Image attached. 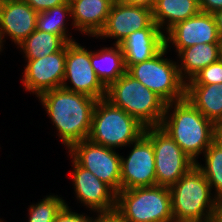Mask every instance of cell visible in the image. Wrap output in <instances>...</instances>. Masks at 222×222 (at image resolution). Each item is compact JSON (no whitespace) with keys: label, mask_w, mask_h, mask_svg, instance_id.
<instances>
[{"label":"cell","mask_w":222,"mask_h":222,"mask_svg":"<svg viewBox=\"0 0 222 222\" xmlns=\"http://www.w3.org/2000/svg\"><path fill=\"white\" fill-rule=\"evenodd\" d=\"M222 83V58L198 72L186 85H210Z\"/></svg>","instance_id":"cell-27"},{"label":"cell","mask_w":222,"mask_h":222,"mask_svg":"<svg viewBox=\"0 0 222 222\" xmlns=\"http://www.w3.org/2000/svg\"><path fill=\"white\" fill-rule=\"evenodd\" d=\"M123 4L133 5V6H142L148 9H153L156 3V0H117Z\"/></svg>","instance_id":"cell-32"},{"label":"cell","mask_w":222,"mask_h":222,"mask_svg":"<svg viewBox=\"0 0 222 222\" xmlns=\"http://www.w3.org/2000/svg\"><path fill=\"white\" fill-rule=\"evenodd\" d=\"M90 51V61L97 78L107 88L127 72L125 59L120 45Z\"/></svg>","instance_id":"cell-20"},{"label":"cell","mask_w":222,"mask_h":222,"mask_svg":"<svg viewBox=\"0 0 222 222\" xmlns=\"http://www.w3.org/2000/svg\"><path fill=\"white\" fill-rule=\"evenodd\" d=\"M115 0H69L74 28L96 37L103 29Z\"/></svg>","instance_id":"cell-18"},{"label":"cell","mask_w":222,"mask_h":222,"mask_svg":"<svg viewBox=\"0 0 222 222\" xmlns=\"http://www.w3.org/2000/svg\"><path fill=\"white\" fill-rule=\"evenodd\" d=\"M105 99L145 127L160 126L167 104L128 72L106 88Z\"/></svg>","instance_id":"cell-4"},{"label":"cell","mask_w":222,"mask_h":222,"mask_svg":"<svg viewBox=\"0 0 222 222\" xmlns=\"http://www.w3.org/2000/svg\"><path fill=\"white\" fill-rule=\"evenodd\" d=\"M169 190L173 222L211 220L219 200L213 197L210 184L196 164L169 187Z\"/></svg>","instance_id":"cell-3"},{"label":"cell","mask_w":222,"mask_h":222,"mask_svg":"<svg viewBox=\"0 0 222 222\" xmlns=\"http://www.w3.org/2000/svg\"><path fill=\"white\" fill-rule=\"evenodd\" d=\"M199 12V0H156L152 9L154 22L164 30V33L176 23L193 17Z\"/></svg>","instance_id":"cell-22"},{"label":"cell","mask_w":222,"mask_h":222,"mask_svg":"<svg viewBox=\"0 0 222 222\" xmlns=\"http://www.w3.org/2000/svg\"><path fill=\"white\" fill-rule=\"evenodd\" d=\"M94 222H127L116 210L96 214Z\"/></svg>","instance_id":"cell-31"},{"label":"cell","mask_w":222,"mask_h":222,"mask_svg":"<svg viewBox=\"0 0 222 222\" xmlns=\"http://www.w3.org/2000/svg\"><path fill=\"white\" fill-rule=\"evenodd\" d=\"M172 109L173 112H170ZM160 127L195 163L198 156L214 142L215 124L186 97L166 104Z\"/></svg>","instance_id":"cell-2"},{"label":"cell","mask_w":222,"mask_h":222,"mask_svg":"<svg viewBox=\"0 0 222 222\" xmlns=\"http://www.w3.org/2000/svg\"><path fill=\"white\" fill-rule=\"evenodd\" d=\"M171 43L177 54L182 49L199 43H222L214 15L199 12L193 17L176 23L165 33V46L169 47Z\"/></svg>","instance_id":"cell-13"},{"label":"cell","mask_w":222,"mask_h":222,"mask_svg":"<svg viewBox=\"0 0 222 222\" xmlns=\"http://www.w3.org/2000/svg\"><path fill=\"white\" fill-rule=\"evenodd\" d=\"M58 130L61 142L69 149L88 139L97 99L82 93L56 88L37 97Z\"/></svg>","instance_id":"cell-1"},{"label":"cell","mask_w":222,"mask_h":222,"mask_svg":"<svg viewBox=\"0 0 222 222\" xmlns=\"http://www.w3.org/2000/svg\"><path fill=\"white\" fill-rule=\"evenodd\" d=\"M200 12L215 13L222 9V0H199Z\"/></svg>","instance_id":"cell-30"},{"label":"cell","mask_w":222,"mask_h":222,"mask_svg":"<svg viewBox=\"0 0 222 222\" xmlns=\"http://www.w3.org/2000/svg\"><path fill=\"white\" fill-rule=\"evenodd\" d=\"M213 15H214L215 20H216V25H217L219 35L222 38V9L216 11L215 13H213Z\"/></svg>","instance_id":"cell-35"},{"label":"cell","mask_w":222,"mask_h":222,"mask_svg":"<svg viewBox=\"0 0 222 222\" xmlns=\"http://www.w3.org/2000/svg\"><path fill=\"white\" fill-rule=\"evenodd\" d=\"M214 141L222 147V120L215 124Z\"/></svg>","instance_id":"cell-34"},{"label":"cell","mask_w":222,"mask_h":222,"mask_svg":"<svg viewBox=\"0 0 222 222\" xmlns=\"http://www.w3.org/2000/svg\"><path fill=\"white\" fill-rule=\"evenodd\" d=\"M72 163L73 172L70 175L77 200L97 213L114 211L117 193L73 158Z\"/></svg>","instance_id":"cell-14"},{"label":"cell","mask_w":222,"mask_h":222,"mask_svg":"<svg viewBox=\"0 0 222 222\" xmlns=\"http://www.w3.org/2000/svg\"><path fill=\"white\" fill-rule=\"evenodd\" d=\"M68 15L69 18H71V6L69 0L60 6L39 12L36 19V29L59 35L66 43L76 41L66 30L65 18Z\"/></svg>","instance_id":"cell-24"},{"label":"cell","mask_w":222,"mask_h":222,"mask_svg":"<svg viewBox=\"0 0 222 222\" xmlns=\"http://www.w3.org/2000/svg\"><path fill=\"white\" fill-rule=\"evenodd\" d=\"M66 204L58 195H48L36 204L30 205L28 222H54L57 213Z\"/></svg>","instance_id":"cell-26"},{"label":"cell","mask_w":222,"mask_h":222,"mask_svg":"<svg viewBox=\"0 0 222 222\" xmlns=\"http://www.w3.org/2000/svg\"><path fill=\"white\" fill-rule=\"evenodd\" d=\"M221 53L222 43H199L182 49L177 55L181 61L178 64L181 79L187 83L203 68L217 62Z\"/></svg>","instance_id":"cell-19"},{"label":"cell","mask_w":222,"mask_h":222,"mask_svg":"<svg viewBox=\"0 0 222 222\" xmlns=\"http://www.w3.org/2000/svg\"><path fill=\"white\" fill-rule=\"evenodd\" d=\"M83 214L72 212L68 204H65L57 213L54 222H94V218Z\"/></svg>","instance_id":"cell-28"},{"label":"cell","mask_w":222,"mask_h":222,"mask_svg":"<svg viewBox=\"0 0 222 222\" xmlns=\"http://www.w3.org/2000/svg\"><path fill=\"white\" fill-rule=\"evenodd\" d=\"M38 13L23 0H14L0 5V52L5 36L19 45L36 30Z\"/></svg>","instance_id":"cell-16"},{"label":"cell","mask_w":222,"mask_h":222,"mask_svg":"<svg viewBox=\"0 0 222 222\" xmlns=\"http://www.w3.org/2000/svg\"><path fill=\"white\" fill-rule=\"evenodd\" d=\"M144 130L145 126L135 117L113 106L104 98L97 100L94 106L88 139L115 150L122 146H131L130 144L136 141Z\"/></svg>","instance_id":"cell-5"},{"label":"cell","mask_w":222,"mask_h":222,"mask_svg":"<svg viewBox=\"0 0 222 222\" xmlns=\"http://www.w3.org/2000/svg\"><path fill=\"white\" fill-rule=\"evenodd\" d=\"M127 158L121 156V190L156 186L155 156L152 141L143 133Z\"/></svg>","instance_id":"cell-11"},{"label":"cell","mask_w":222,"mask_h":222,"mask_svg":"<svg viewBox=\"0 0 222 222\" xmlns=\"http://www.w3.org/2000/svg\"><path fill=\"white\" fill-rule=\"evenodd\" d=\"M66 44L59 35L36 29L17 47L24 52L26 60H34L58 52Z\"/></svg>","instance_id":"cell-23"},{"label":"cell","mask_w":222,"mask_h":222,"mask_svg":"<svg viewBox=\"0 0 222 222\" xmlns=\"http://www.w3.org/2000/svg\"><path fill=\"white\" fill-rule=\"evenodd\" d=\"M66 60V45L58 52L43 58L27 60L21 79L25 91L35 93L36 97L52 89L61 88Z\"/></svg>","instance_id":"cell-12"},{"label":"cell","mask_w":222,"mask_h":222,"mask_svg":"<svg viewBox=\"0 0 222 222\" xmlns=\"http://www.w3.org/2000/svg\"><path fill=\"white\" fill-rule=\"evenodd\" d=\"M127 222H173L169 187L120 190L116 209Z\"/></svg>","instance_id":"cell-6"},{"label":"cell","mask_w":222,"mask_h":222,"mask_svg":"<svg viewBox=\"0 0 222 222\" xmlns=\"http://www.w3.org/2000/svg\"><path fill=\"white\" fill-rule=\"evenodd\" d=\"M185 97L214 124L222 120V83L186 85Z\"/></svg>","instance_id":"cell-21"},{"label":"cell","mask_w":222,"mask_h":222,"mask_svg":"<svg viewBox=\"0 0 222 222\" xmlns=\"http://www.w3.org/2000/svg\"><path fill=\"white\" fill-rule=\"evenodd\" d=\"M144 134L152 141L154 148L157 186L171 187L195 165L160 126L145 127Z\"/></svg>","instance_id":"cell-8"},{"label":"cell","mask_w":222,"mask_h":222,"mask_svg":"<svg viewBox=\"0 0 222 222\" xmlns=\"http://www.w3.org/2000/svg\"><path fill=\"white\" fill-rule=\"evenodd\" d=\"M10 1H14V0H0V5L9 3Z\"/></svg>","instance_id":"cell-36"},{"label":"cell","mask_w":222,"mask_h":222,"mask_svg":"<svg viewBox=\"0 0 222 222\" xmlns=\"http://www.w3.org/2000/svg\"><path fill=\"white\" fill-rule=\"evenodd\" d=\"M153 22L151 9L123 4L115 0L106 23L96 38L116 39L114 44L119 45L129 34L143 30Z\"/></svg>","instance_id":"cell-15"},{"label":"cell","mask_w":222,"mask_h":222,"mask_svg":"<svg viewBox=\"0 0 222 222\" xmlns=\"http://www.w3.org/2000/svg\"><path fill=\"white\" fill-rule=\"evenodd\" d=\"M211 222H222V200H219L211 216Z\"/></svg>","instance_id":"cell-33"},{"label":"cell","mask_w":222,"mask_h":222,"mask_svg":"<svg viewBox=\"0 0 222 222\" xmlns=\"http://www.w3.org/2000/svg\"><path fill=\"white\" fill-rule=\"evenodd\" d=\"M167 50L165 46L153 58L131 65L127 72L166 103H170L185 98L186 83L179 75L178 63L164 58Z\"/></svg>","instance_id":"cell-7"},{"label":"cell","mask_w":222,"mask_h":222,"mask_svg":"<svg viewBox=\"0 0 222 222\" xmlns=\"http://www.w3.org/2000/svg\"><path fill=\"white\" fill-rule=\"evenodd\" d=\"M37 13L47 11L50 8L60 6L67 0H23Z\"/></svg>","instance_id":"cell-29"},{"label":"cell","mask_w":222,"mask_h":222,"mask_svg":"<svg viewBox=\"0 0 222 222\" xmlns=\"http://www.w3.org/2000/svg\"><path fill=\"white\" fill-rule=\"evenodd\" d=\"M61 87L68 91L89 95L97 100L106 97V87L97 78L91 65L90 50L88 51L76 41L66 44L65 73Z\"/></svg>","instance_id":"cell-10"},{"label":"cell","mask_w":222,"mask_h":222,"mask_svg":"<svg viewBox=\"0 0 222 222\" xmlns=\"http://www.w3.org/2000/svg\"><path fill=\"white\" fill-rule=\"evenodd\" d=\"M128 69L131 65L147 61L165 47V34L153 22L143 30L129 34L120 44Z\"/></svg>","instance_id":"cell-17"},{"label":"cell","mask_w":222,"mask_h":222,"mask_svg":"<svg viewBox=\"0 0 222 222\" xmlns=\"http://www.w3.org/2000/svg\"><path fill=\"white\" fill-rule=\"evenodd\" d=\"M203 155L205 166L200 165L198 161L195 164L206 177L211 190L215 189L214 197L222 200V147L214 141Z\"/></svg>","instance_id":"cell-25"},{"label":"cell","mask_w":222,"mask_h":222,"mask_svg":"<svg viewBox=\"0 0 222 222\" xmlns=\"http://www.w3.org/2000/svg\"><path fill=\"white\" fill-rule=\"evenodd\" d=\"M68 153L80 166L89 170L116 193L121 190V156L114 149L89 139L73 144Z\"/></svg>","instance_id":"cell-9"}]
</instances>
